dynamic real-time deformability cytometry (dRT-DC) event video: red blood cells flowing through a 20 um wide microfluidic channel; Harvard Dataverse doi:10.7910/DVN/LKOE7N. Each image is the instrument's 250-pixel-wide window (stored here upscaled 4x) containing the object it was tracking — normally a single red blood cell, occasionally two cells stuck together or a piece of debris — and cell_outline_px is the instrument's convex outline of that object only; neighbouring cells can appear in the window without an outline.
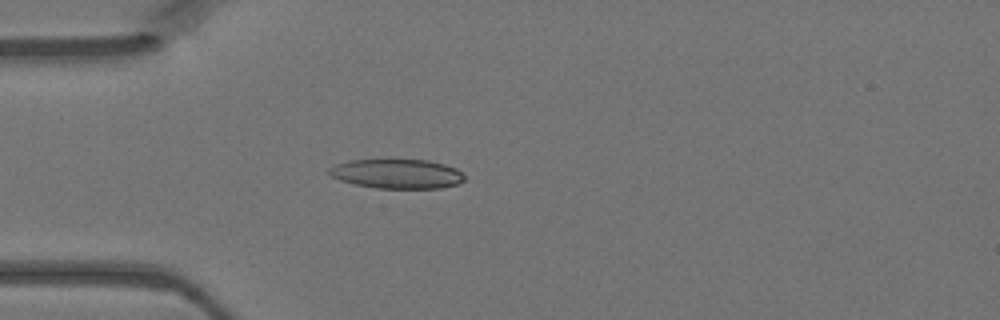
{"species": "Egyptian fruit bat (a non-hibernating species)", "species_latin": "Rousettus aegyptiacus", "temperature_condition": "warm", "stored_images_in_passage": 40, "camera_frame_rate_fps": 3000, "um_per_image_px": 0.085, "animal": {"sex": "female"}, "frame": {"image": 1, "passage_image": 10, "time_ms": 3.0, "image_size_px": [1000, 320], "cell_outline_px": [[464, 180], [460, 184], [440, 188], [376, 188], [356, 184], [340, 180], [332, 176], [328, 172], [328, 168], [332, 164], [348, 160], [392, 156], [428, 160], [444, 164], [456, 168], [464, 176]], "centroid_in_image_um": [33.7, 14.71], "position_along_channel_um": 51.3, "area_um2": 24.39}}
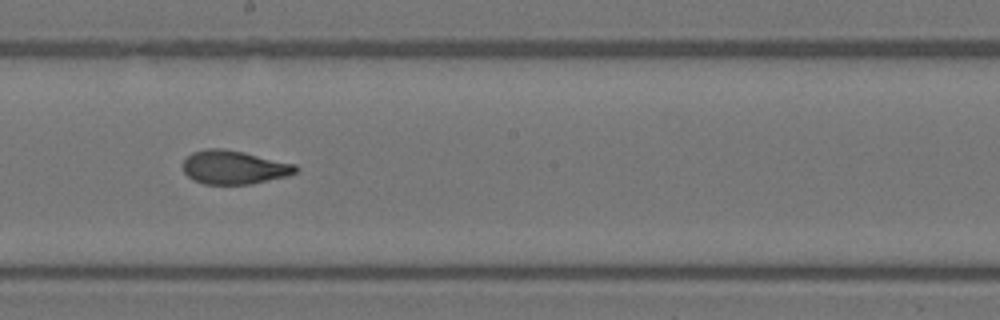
{"frame": {"image": 2, "passage_image": 23, "time_ms": 7.333, "image_size_px": [1000, 320], "cell_outline_px": [[300, 168], [296, 172], [288, 176], [252, 184], [204, 184], [192, 180], [184, 172], [184, 160], [192, 152], [208, 148], [224, 148], [244, 152], [296, 164]], "centroid_in_image_um": [19.92, 14.22], "position_along_channel_um": 228.3, "area_um2": 22.25}}
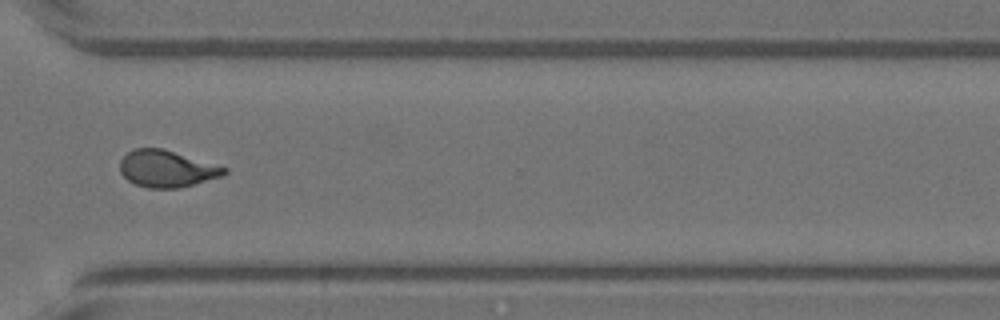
{"frame": {"image": 3, "passage_image": 32, "time_ms": 10.333, "image_size_px": [1000, 320], "cell_outline_px": [[228, 172], [224, 176], [180, 188], [148, 188], [136, 184], [128, 180], [120, 172], [120, 160], [132, 148], [164, 148], [228, 168]], "centroid_in_image_um": [14.19, 14.34], "position_along_channel_um": 356.4, "area_um2": 22.54}}